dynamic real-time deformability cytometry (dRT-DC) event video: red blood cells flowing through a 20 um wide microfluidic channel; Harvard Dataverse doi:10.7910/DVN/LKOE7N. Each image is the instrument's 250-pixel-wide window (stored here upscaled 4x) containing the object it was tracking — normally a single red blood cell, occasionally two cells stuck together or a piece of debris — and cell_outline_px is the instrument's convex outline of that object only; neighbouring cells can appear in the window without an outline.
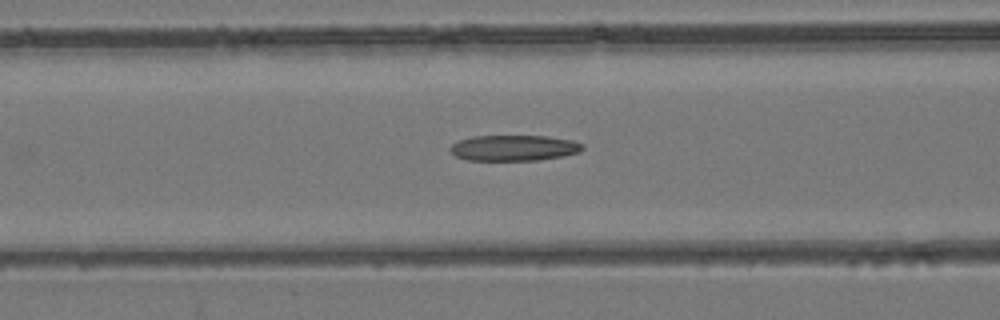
{"species": "common noctule bat (a hibernating species)", "species_latin": "Nyctalus noctula", "temperature_condition": "room temperature", "stored_images_in_passage": 35, "camera_frame_rate_fps": 3000, "um_per_image_px": 0.085, "animal": {"sex": "female", "body_mass_g": 24.6, "forearm_length_mm": 56.2}, "frame": {"image": 1, "passage_image": 7, "time_ms": 2.0, "image_size_px": [1000, 320], "cell_outline_px": [[584, 148], [580, 152], [540, 160], [468, 160], [456, 156], [448, 152], [448, 148], [452, 144], [460, 140], [472, 136], [548, 136], [572, 140], [584, 144]], "centroid_in_image_um": [43.66, 12.57], "position_along_channel_um": 122.9, "area_um2": 19.94}}
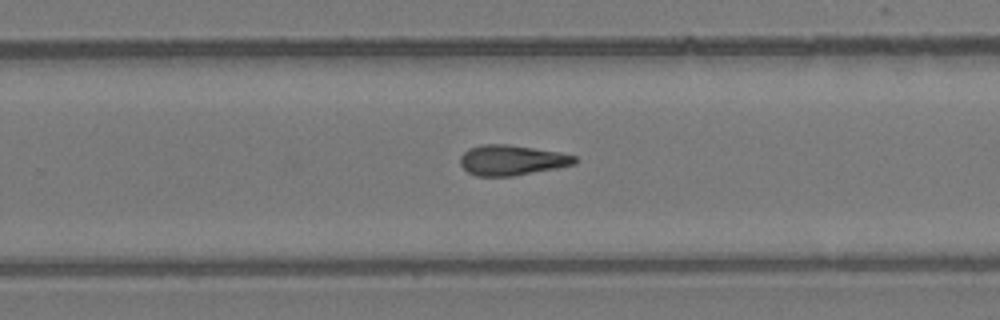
{"frame": {"image": 2, "passage_image": 18, "time_ms": 5.667, "image_size_px": [1000, 320], "cell_outline_px": [[576, 164], [556, 168], [512, 176], [476, 176], [468, 172], [460, 164], [460, 156], [468, 148], [480, 144], [508, 144], [560, 152], [576, 156]], "centroid_in_image_um": [43.48, 13.6], "position_along_channel_um": 286.3, "area_um2": 20.23}}
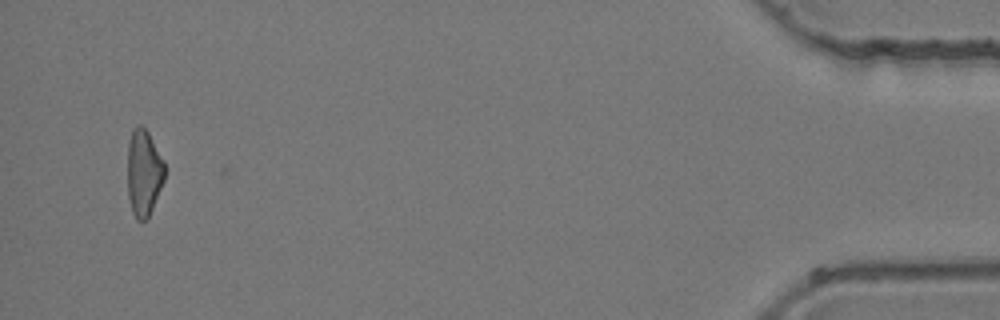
{"frame": {"image": 3, "passage_image": 33, "time_ms": 10.667, "image_size_px": [1000, 320], "cell_outline_px": [[164, 180], [148, 220], [136, 220], [132, 212], [128, 196], [128, 144], [132, 128], [136, 124], [140, 124], [148, 132], [164, 160]], "centroid_in_image_um": [12.21, 14.68], "position_along_channel_um": 423.0, "area_um2": 18.9}}